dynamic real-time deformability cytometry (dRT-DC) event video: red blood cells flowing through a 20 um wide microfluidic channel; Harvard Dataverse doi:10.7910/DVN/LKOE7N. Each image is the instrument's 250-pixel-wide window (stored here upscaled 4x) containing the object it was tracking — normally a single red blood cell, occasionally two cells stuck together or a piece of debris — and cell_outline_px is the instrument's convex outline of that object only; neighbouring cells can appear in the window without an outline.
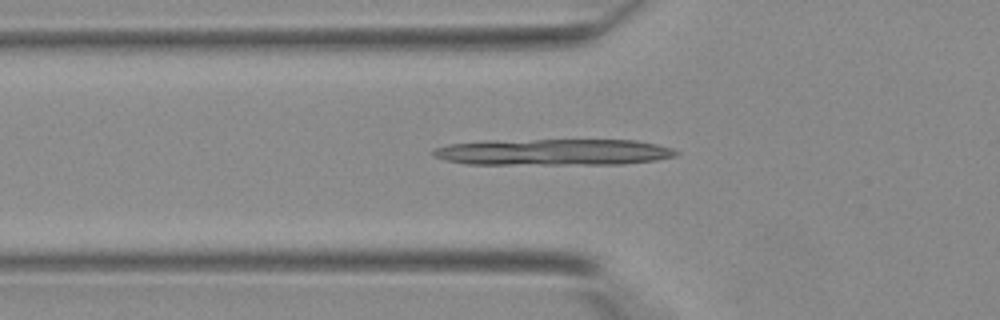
{"species": "Egyptian fruit bat (a non-hibernating species)", "species_latin": "Rousettus aegyptiacus", "temperature_condition": "warm", "stored_images_in_passage": 37, "camera_frame_rate_fps": 3000, "um_per_image_px": 0.085, "animal": {"sex": "female"}, "frame": {"image": 1, "passage_image": 15, "time_ms": 4.667, "image_size_px": [1000, 320], "cell_outline_px": [[680, 152], [676, 156], [656, 160], [624, 164], [468, 164], [448, 160], [432, 156], [432, 148], [448, 144], [532, 140], [636, 140], [656, 144], [672, 148]], "centroid_in_image_um": [47.13, 12.94], "position_along_channel_um": 78.7, "area_um2": 36.93}}
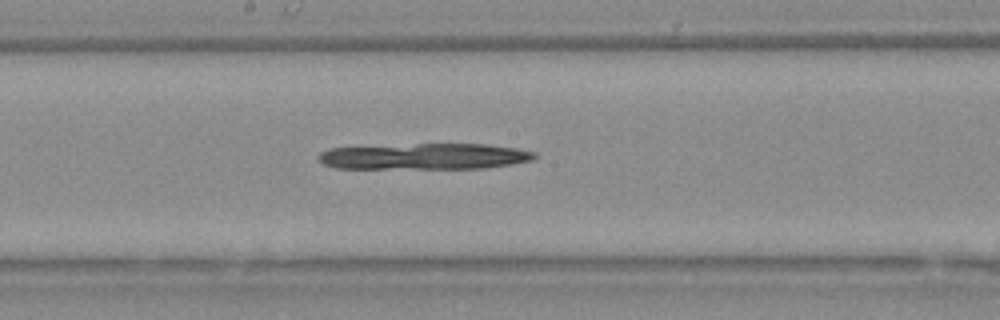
{"frame": {"image": 2, "passage_image": 23, "time_ms": 7.333, "image_size_px": [1000, 320], "cell_outline_px": [[540, 156], [532, 160], [512, 164], [484, 168], [336, 168], [324, 164], [316, 156], [320, 152], [328, 148], [416, 144], [484, 144], [516, 148], [536, 152]], "centroid_in_image_um": [36.11, 13.29], "position_along_channel_um": 212.1, "area_um2": 32.83}}
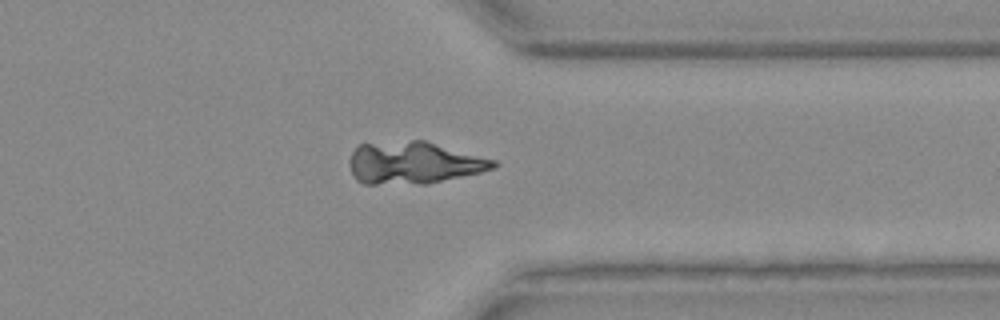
{"frame": {"image": 3, "passage_image": 33, "time_ms": 10.667, "image_size_px": [1000, 320], "cell_outline_px": [[500, 164], [496, 168], [480, 172], [424, 184], [364, 184], [356, 180], [352, 176], [348, 164], [348, 160], [352, 152], [360, 144], [412, 140], [424, 140], [496, 160]], "centroid_in_image_um": [35.13, 13.84], "position_along_channel_um": 376.3, "area_um2": 35.55}}